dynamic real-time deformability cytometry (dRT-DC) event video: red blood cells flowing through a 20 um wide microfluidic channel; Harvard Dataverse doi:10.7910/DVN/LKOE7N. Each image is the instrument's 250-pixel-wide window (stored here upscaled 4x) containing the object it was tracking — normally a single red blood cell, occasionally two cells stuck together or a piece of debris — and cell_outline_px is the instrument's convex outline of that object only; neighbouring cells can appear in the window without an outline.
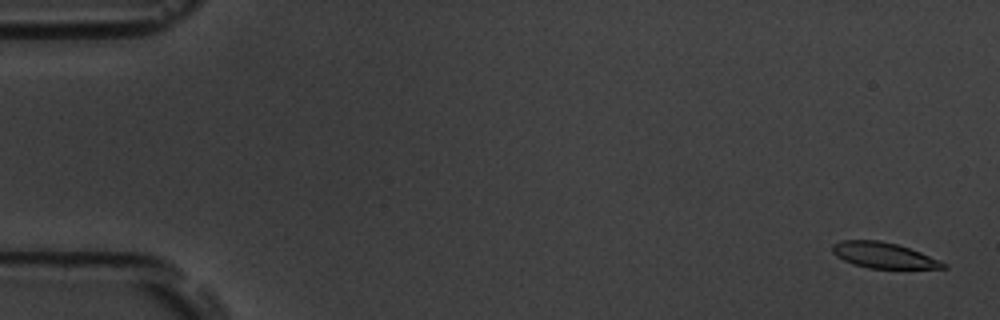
{"species": "common noctule bat (a hibernating species)", "species_latin": "Nyctalus noctula", "temperature_condition": "room temperature", "stored_images_in_passage": 57, "camera_frame_rate_fps": 3000, "um_per_image_px": 0.085, "animal": {"sex": "male", "body_mass_g": 19.5, "forearm_length_mm": 54.6}, "frame": {"image": 1, "passage_image": 2, "time_ms": 0.333, "image_size_px": [1000, 320], "cell_outline_px": [[948, 268], [868, 268], [852, 264], [836, 256], [832, 252], [832, 244], [840, 240], [880, 240], [896, 244], [920, 252], [940, 260], [948, 264]], "centroid_in_image_um": [75.08, 21.69], "position_along_channel_um": 9.9, "area_um2": 16.59}}
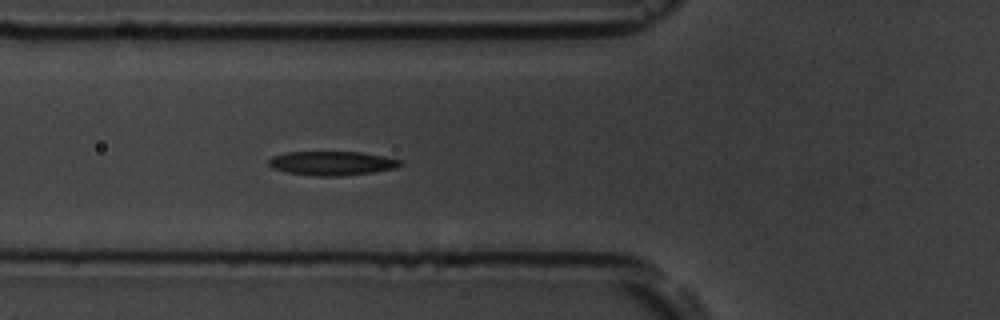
{"frame": {"image": 2, "passage_image": 21, "time_ms": 6.667, "image_size_px": [1000, 320], "cell_outline_px": [[400, 164], [392, 168], [372, 172], [340, 176], [316, 176], [288, 172], [272, 168], [268, 164], [268, 160], [272, 156], [288, 152], [360, 152], [384, 156], [400, 160]], "centroid_in_image_um": [28.15, 13.87], "position_along_channel_um": 97.6, "area_um2": 18.15}}
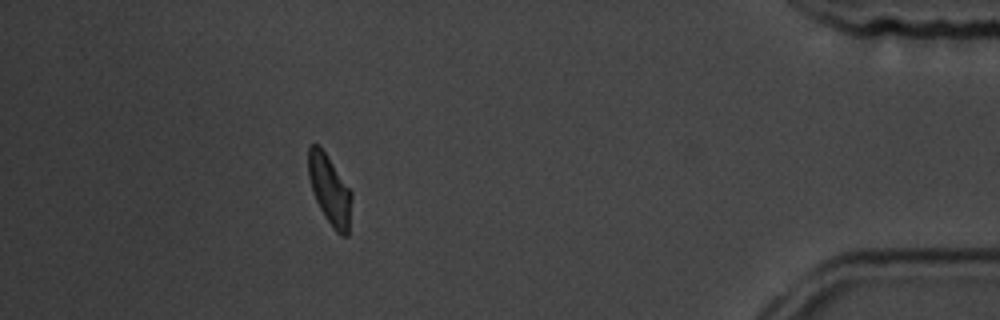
{"frame": {"image": 3, "passage_image": 51, "time_ms": 16.667, "image_size_px": [1000, 320], "cell_outline_px": [[352, 196], [348, 236], [340, 236], [332, 228], [324, 216], [316, 200], [308, 176], [308, 148], [312, 144], [316, 144], [324, 152], [352, 192]], "centroid_in_image_um": [28.03, 16.2], "position_along_channel_um": 407.2, "area_um2": 17.28}, "authors_computed_cell_mechanics": {"area_um2": 18.3804, "velocity_mm_per_s": 3.6153, "shape_relaxation_time_tau1_ms": 4.3651, "shape_relaxation_time_tau2_ms": 3.8722, "deformation_change_tau1": 0.1459, "deformation_change_tau2": 0.1145}}